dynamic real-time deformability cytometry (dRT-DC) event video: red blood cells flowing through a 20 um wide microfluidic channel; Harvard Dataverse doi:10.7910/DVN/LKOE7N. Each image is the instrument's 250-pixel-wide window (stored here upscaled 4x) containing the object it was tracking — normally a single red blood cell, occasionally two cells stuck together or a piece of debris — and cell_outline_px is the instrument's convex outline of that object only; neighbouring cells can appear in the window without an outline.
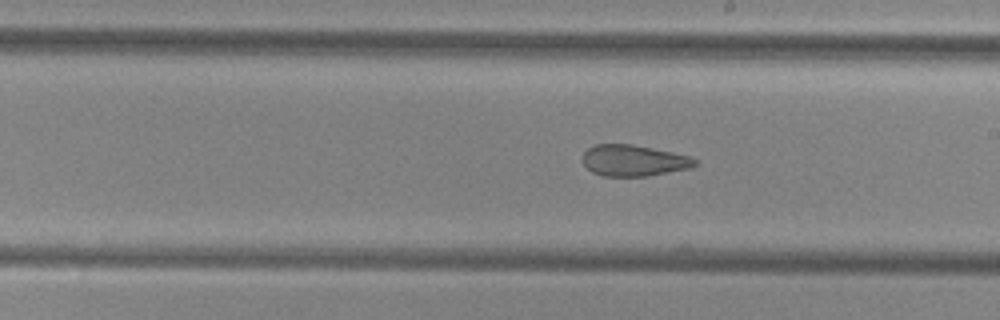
{"species": "common noctule bat (a hibernating species)", "species_latin": "Nyctalus noctula", "temperature_condition": "cold", "stored_images_in_passage": 20, "camera_frame_rate_fps": 3000, "um_per_image_px": 0.085, "animal": {"sex": "female", "body_mass_g": 29.2, "forearm_length_mm": 56.3}, "frame": {"image": 1, "passage_image": 16, "time_ms": 5.0, "image_size_px": [1000, 320], "cell_outline_px": [[696, 164], [692, 168], [648, 176], [604, 176], [592, 172], [580, 160], [584, 152], [588, 148], [596, 144], [632, 144], [672, 152], [688, 156], [696, 160]], "centroid_in_image_um": [53.83, 13.65], "position_along_channel_um": 235.2, "area_um2": 20.46}}
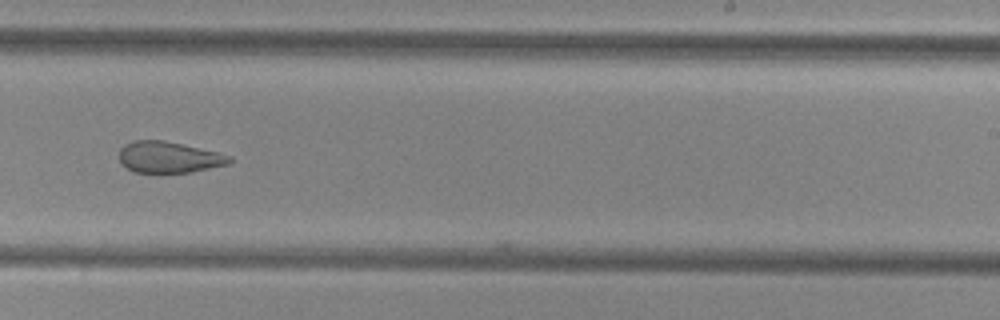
{"frame": {"image": 2, "passage_image": 19, "time_ms": 6.0, "image_size_px": [1000, 320], "cell_outline_px": [[232, 160], [228, 164], [192, 172], [136, 172], [120, 164], [120, 148], [124, 144], [132, 140], [164, 140], [216, 152], [232, 156]], "centroid_in_image_um": [14.33, 13.35], "position_along_channel_um": 274.7, "area_um2": 19.94}}